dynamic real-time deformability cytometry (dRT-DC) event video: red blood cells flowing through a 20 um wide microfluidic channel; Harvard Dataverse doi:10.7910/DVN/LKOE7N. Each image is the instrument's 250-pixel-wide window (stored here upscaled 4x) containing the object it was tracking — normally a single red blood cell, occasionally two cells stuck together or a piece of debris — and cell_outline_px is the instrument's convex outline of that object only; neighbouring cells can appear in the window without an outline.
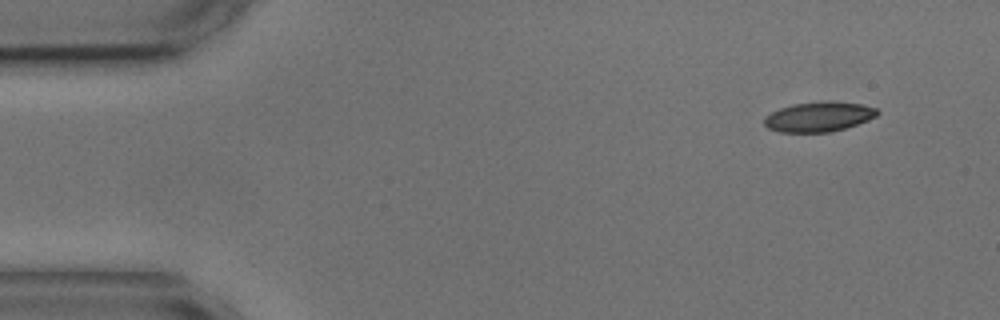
{"species": "common noctule bat (a hibernating species)", "species_latin": "Nyctalus noctula", "temperature_condition": "cold", "stored_images_in_passage": 2, "camera_frame_rate_fps": 3000, "um_per_image_px": 0.085, "animal": {"sex": "male", "body_mass_g": 17.9, "forearm_length_mm": 54.2}, "frame": {"image": 1, "passage_image": 1, "time_ms": 0.0, "image_size_px": [1000, 320], "cell_outline_px": [[880, 112], [876, 116], [868, 120], [844, 128], [828, 132], [780, 132], [768, 128], [764, 124], [764, 116], [780, 108], [792, 104], [828, 100], [860, 104], [876, 108]], "centroid_in_image_um": [69.58, 9.91], "position_along_channel_um": 15.4, "area_um2": 19.65}}